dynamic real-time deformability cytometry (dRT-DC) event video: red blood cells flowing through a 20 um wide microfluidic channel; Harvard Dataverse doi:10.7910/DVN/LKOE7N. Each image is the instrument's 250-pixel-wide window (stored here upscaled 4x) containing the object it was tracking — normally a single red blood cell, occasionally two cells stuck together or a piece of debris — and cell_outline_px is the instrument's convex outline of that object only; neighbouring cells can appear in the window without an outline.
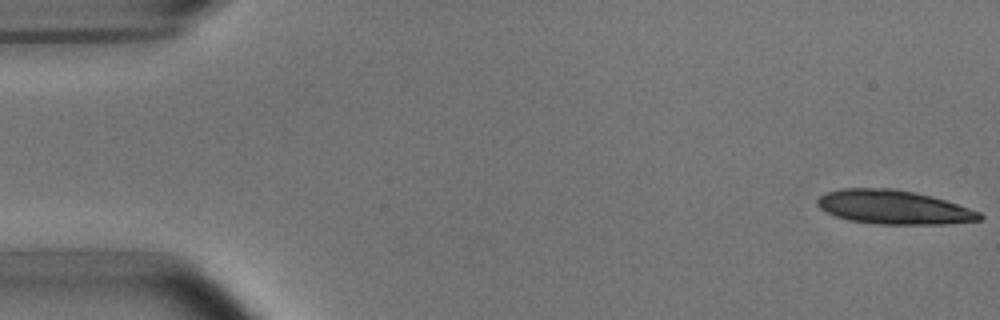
{"species": "common noctule bat (a hibernating species)", "species_latin": "Nyctalus noctula", "temperature_condition": "room temperature", "stored_images_in_passage": 10, "camera_frame_rate_fps": 3000, "um_per_image_px": 0.085, "animal": {"sex": "male", "body_mass_g": 15.6}, "frame": {"image": 1, "passage_image": 1, "time_ms": 0.0, "image_size_px": [1000, 320], "cell_outline_px": [[984, 216], [980, 220], [948, 224], [880, 224], [848, 220], [836, 216], [820, 208], [816, 204], [816, 200], [820, 196], [828, 192], [840, 188], [892, 188], [912, 192], [944, 200], [980, 212]], "centroid_in_image_um": [75.94, 17.62], "position_along_channel_um": 9.1, "area_um2": 31.79}}